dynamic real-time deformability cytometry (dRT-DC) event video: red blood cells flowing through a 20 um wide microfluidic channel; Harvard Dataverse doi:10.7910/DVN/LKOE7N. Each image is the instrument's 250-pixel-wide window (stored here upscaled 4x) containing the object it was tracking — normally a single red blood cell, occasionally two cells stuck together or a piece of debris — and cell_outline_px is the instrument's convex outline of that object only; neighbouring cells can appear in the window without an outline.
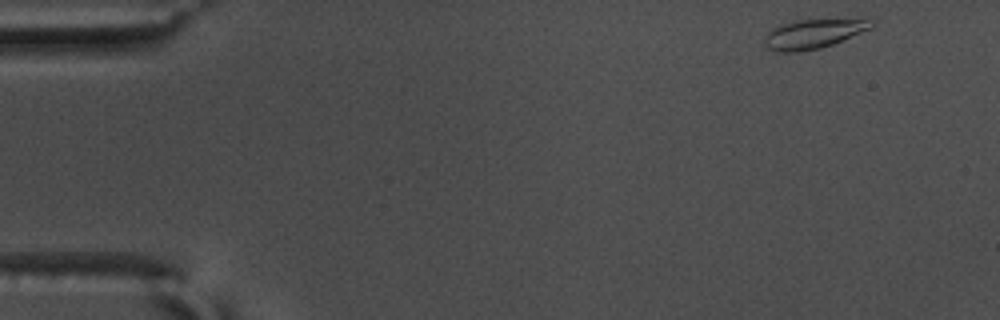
{"species": "common noctule bat (a hibernating species)", "species_latin": "Nyctalus noctula", "temperature_condition": "warm", "stored_images_in_passage": 53, "camera_frame_rate_fps": 3000, "um_per_image_px": 0.085, "animal": {"sex": "male", "body_mass_g": 17.5, "forearm_length_mm": 52.3}, "frame": {"image": 1, "passage_image": 1, "time_ms": 0.0, "image_size_px": [1000, 320], "cell_outline_px": [[876, 24], [872, 28], [832, 44], [820, 48], [800, 52], [776, 52], [768, 48], [764, 44], [764, 36], [772, 28], [780, 24], [800, 20], [872, 16], [876, 20]], "centroid_in_image_um": [69.27, 2.82], "position_along_channel_um": 15.7, "area_um2": 19.19}}
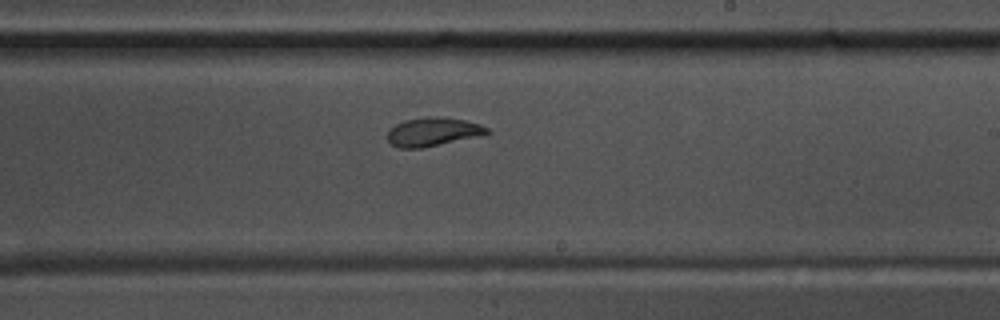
{"frame": {"image": 2, "passage_image": 30, "time_ms": 9.667, "image_size_px": [1000, 320], "cell_outline_px": [[492, 132], [484, 136], [420, 148], [400, 148], [392, 144], [388, 140], [388, 132], [396, 124], [404, 120], [428, 116], [444, 116], [464, 120], [480, 124], [488, 128]], "centroid_in_image_um": [36.87, 11.19], "position_along_channel_um": 252.1, "area_um2": 16.82}}
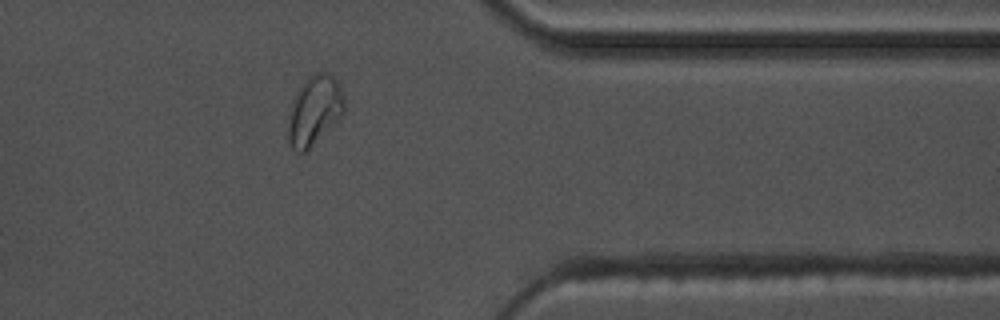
{"frame": {"image": 3, "passage_image": 42, "time_ms": 13.667, "image_size_px": [1000, 320], "cell_outline_px": [[344, 112], [304, 152], [296, 152], [292, 148], [288, 140], [288, 124], [292, 104], [300, 88], [308, 76], [316, 72], [324, 72], [332, 76], [340, 84], [344, 96]], "centroid_in_image_um": [26.73, 9.35], "position_along_channel_um": 384.7, "area_um2": 21.91}, "authors_computed_cell_mechanics": {"area_um2": 17.34, "velocity_mm_per_s": 3.624, "shape_relaxation_time_tau1_ms": 5.6857, "shape_relaxation_time_tau2_ms": 1.6781, "deformation_change_tau1": 0.146, "deformation_change_tau2": 0.0637}}